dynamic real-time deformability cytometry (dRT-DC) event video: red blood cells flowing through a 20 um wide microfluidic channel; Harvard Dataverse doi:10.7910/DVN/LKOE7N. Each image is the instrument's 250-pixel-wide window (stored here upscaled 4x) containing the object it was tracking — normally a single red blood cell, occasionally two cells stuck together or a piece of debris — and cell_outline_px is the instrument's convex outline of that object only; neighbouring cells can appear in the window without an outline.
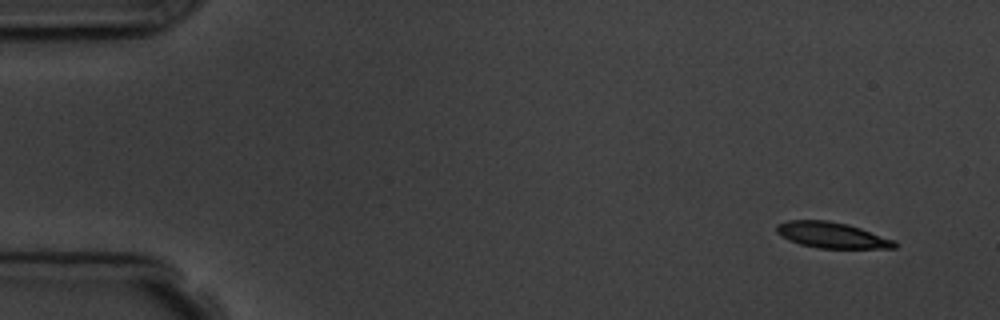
{"species": "common noctule bat (a hibernating species)", "species_latin": "Nyctalus noctula", "temperature_condition": "room temperature", "stored_images_in_passage": 7, "camera_frame_rate_fps": 3000, "um_per_image_px": 0.085, "animal": {"sex": "male", "body_mass_g": 19.5, "forearm_length_mm": 54.6}, "frame": {"image": 1, "passage_image": 1, "time_ms": 0.0, "image_size_px": [1000, 320], "cell_outline_px": [[896, 248], [820, 248], [800, 244], [788, 240], [780, 236], [776, 232], [776, 224], [788, 220], [828, 220], [848, 224], [896, 240]], "centroid_in_image_um": [70.68, 19.98], "position_along_channel_um": 14.3, "area_um2": 17.86}}